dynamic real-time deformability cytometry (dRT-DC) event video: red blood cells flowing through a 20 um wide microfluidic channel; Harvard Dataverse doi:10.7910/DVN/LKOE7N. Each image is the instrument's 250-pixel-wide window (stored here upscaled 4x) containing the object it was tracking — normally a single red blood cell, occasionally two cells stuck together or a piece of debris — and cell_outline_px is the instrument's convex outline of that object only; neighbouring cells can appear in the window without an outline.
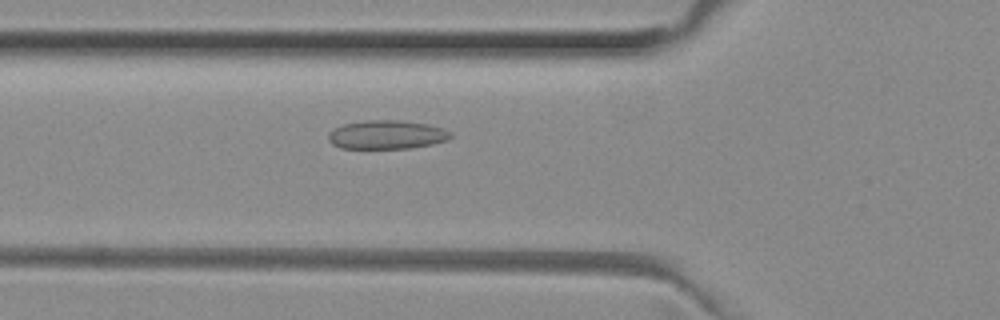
{"species": "common noctule bat (a hibernating species)", "species_latin": "Nyctalus noctula", "temperature_condition": "room temperature", "stored_images_in_passage": 36, "camera_frame_rate_fps": 3000, "um_per_image_px": 0.085, "animal": {"sex": "female", "body_mass_g": 29.2, "forearm_length_mm": 56.3}, "frame": {"image": 1, "passage_image": 13, "time_ms": 4.0, "image_size_px": [1000, 320], "cell_outline_px": [[452, 136], [448, 140], [432, 144], [412, 148], [340, 148], [332, 144], [328, 140], [328, 132], [344, 124], [364, 120], [396, 120], [428, 124], [444, 128], [452, 132]], "centroid_in_image_um": [32.89, 11.45], "position_along_channel_um": 92.9, "area_um2": 20.58}}
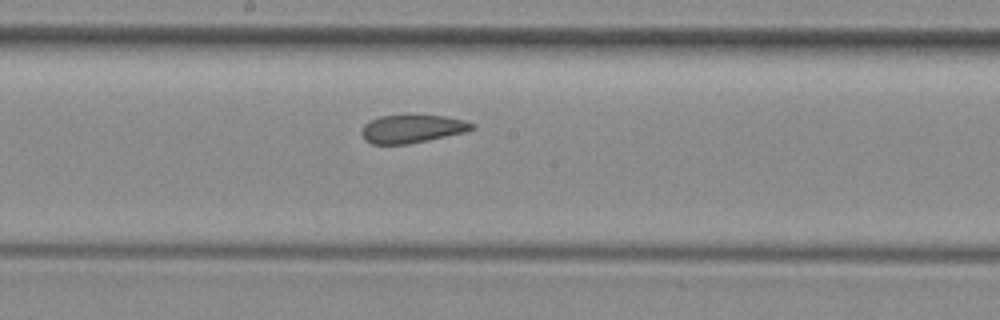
{"frame": {"image": 2, "passage_image": 22, "time_ms": 7.0, "image_size_px": [1000, 320], "cell_outline_px": [[476, 128], [464, 132], [428, 140], [408, 144], [372, 144], [364, 140], [360, 132], [364, 124], [380, 116], [444, 116], [464, 120], [476, 124]], "centroid_in_image_um": [35.02, 10.96], "position_along_channel_um": 213.2, "area_um2": 17.92}}
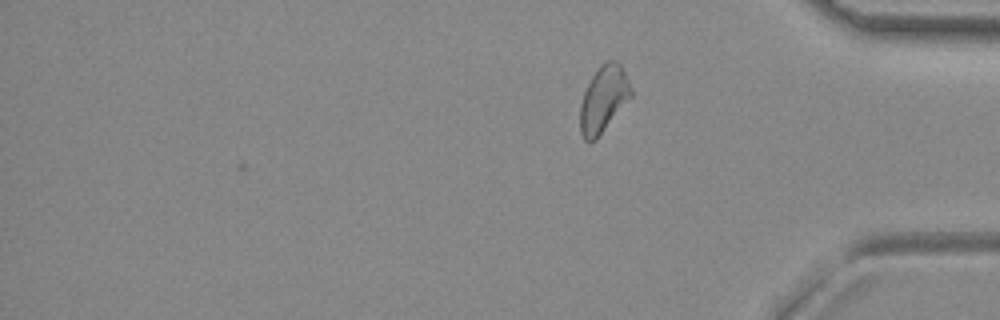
{"frame": {"image": 3, "passage_image": 36, "time_ms": 11.667, "image_size_px": [1000, 320], "cell_outline_px": [[632, 96], [596, 140], [588, 144], [584, 140], [580, 132], [580, 104], [584, 92], [592, 76], [600, 64], [608, 60], [616, 60], [620, 64], [632, 88]], "centroid_in_image_um": [51.29, 8.45], "position_along_channel_um": 383.9, "area_um2": 19.77}, "authors_computed_cell_mechanics": {"area_um2": 19.6231, "velocity_mm_per_s": 3.999, "shape_relaxation_time_tau1_ms": null, "shape_relaxation_time_tau2_ms": 2.2766, "deformation_change_tau1": null, "deformation_change_tau2": 0.0885}}